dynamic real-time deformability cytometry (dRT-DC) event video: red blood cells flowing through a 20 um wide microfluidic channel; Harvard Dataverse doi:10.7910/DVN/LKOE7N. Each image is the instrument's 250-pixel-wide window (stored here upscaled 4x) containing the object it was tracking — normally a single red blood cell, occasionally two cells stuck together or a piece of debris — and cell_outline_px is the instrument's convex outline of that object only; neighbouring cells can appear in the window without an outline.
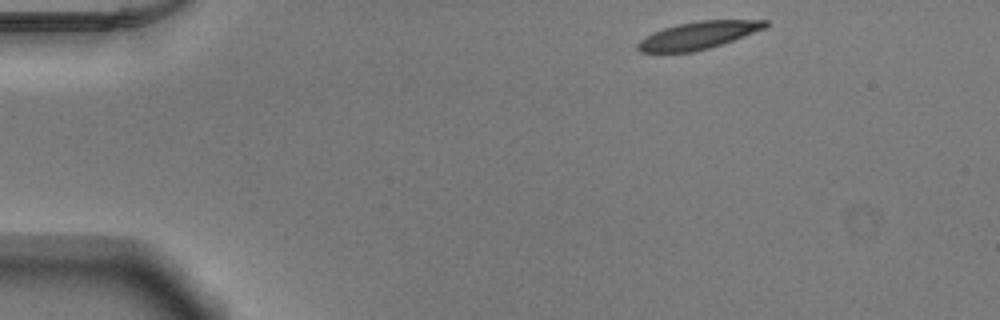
{"species": "Egyptian fruit bat (a non-hibernating species)", "species_latin": "Rousettus aegyptiacus", "temperature_condition": "warm", "stored_images_in_passage": 45, "camera_frame_rate_fps": 3000, "um_per_image_px": 0.085, "animal": {"sex": "male"}, "frame": {"image": 1, "passage_image": 1, "time_ms": 0.0, "image_size_px": [1000, 320], "cell_outline_px": [[768, 24], [764, 28], [732, 40], [708, 48], [692, 52], [640, 52], [636, 48], [636, 44], [640, 40], [652, 32], [676, 24], [696, 20], [768, 20]], "centroid_in_image_um": [59.29, 2.99], "position_along_channel_um": 25.7, "area_um2": 20.23}}
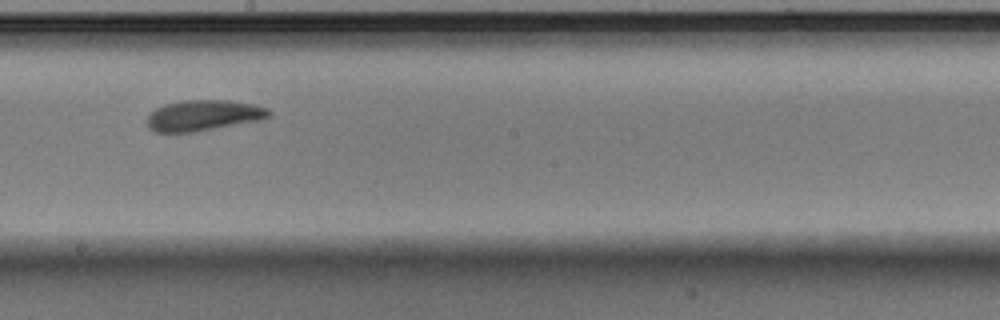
{"frame": {"image": 2, "passage_image": 23, "time_ms": 7.333, "image_size_px": [1000, 320], "cell_outline_px": [[272, 116], [260, 120], [196, 132], [156, 132], [148, 128], [148, 116], [156, 108], [164, 104], [184, 100], [228, 100], [252, 104], [268, 108], [272, 112]], "centroid_in_image_um": [17.32, 9.81], "position_along_channel_um": 230.9, "area_um2": 21.91}}
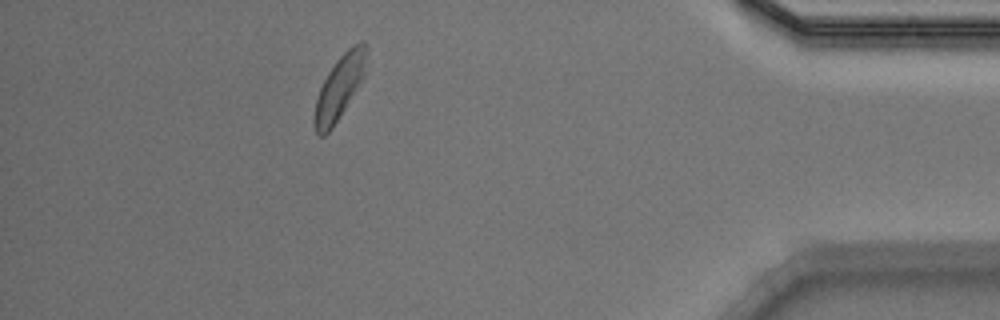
{"frame": {"image": 3, "passage_image": 40, "time_ms": 13.0, "image_size_px": [1000, 320], "cell_outline_px": [[368, 48], [360, 80], [344, 108], [332, 128], [324, 136], [316, 136], [312, 120], [316, 100], [320, 88], [328, 72], [336, 60], [348, 48], [360, 40], [364, 40]], "centroid_in_image_um": [28.79, 7.44], "position_along_channel_um": 406.4, "area_um2": 18.73}, "authors_computed_cell_mechanics": {"area_um2": 21.2704, "velocity_mm_per_s": 3.8667, "shape_relaxation_time_tau1_ms": 2.6467, "shape_relaxation_time_tau2_ms": 3.3078, "deformation_change_tau1": 0.125, "deformation_change_tau2": 0.0699}}